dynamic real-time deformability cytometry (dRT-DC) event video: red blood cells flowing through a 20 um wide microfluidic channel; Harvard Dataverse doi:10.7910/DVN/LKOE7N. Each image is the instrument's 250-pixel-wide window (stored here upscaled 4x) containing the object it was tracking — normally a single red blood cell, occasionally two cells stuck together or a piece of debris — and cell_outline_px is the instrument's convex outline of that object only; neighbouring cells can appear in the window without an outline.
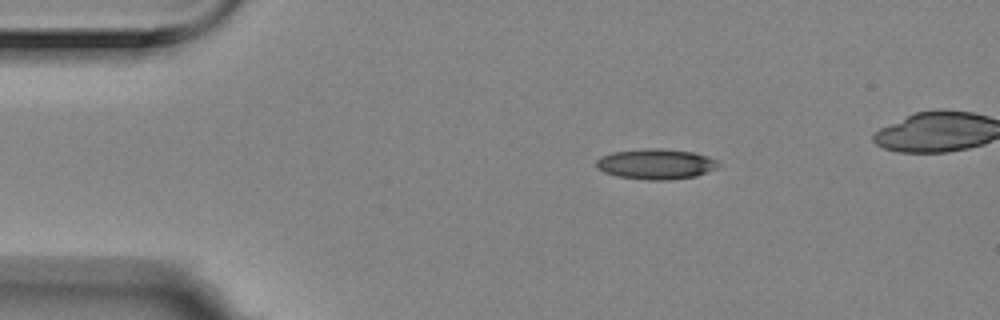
{"species": "Egyptian fruit bat (a non-hibernating species)", "species_latin": "Rousettus aegyptiacus", "temperature_condition": "room temperature", "stored_images_in_passage": 3, "camera_frame_rate_fps": 3000, "um_per_image_px": 0.085, "animal": {"sex": "female"}, "frame": {"image": 1, "passage_image": 1, "time_ms": 0.0, "image_size_px": [1000, 320], "cell_outline_px": [[720, 164], [716, 168], [708, 172], [696, 176], [672, 180], [648, 180], [616, 176], [604, 172], [596, 168], [596, 160], [600, 156], [612, 152], [656, 148], [660, 148], [692, 152], [716, 160]], "centroid_in_image_um": [55.72, 13.96], "position_along_channel_um": 29.3, "area_um2": 21.56}}
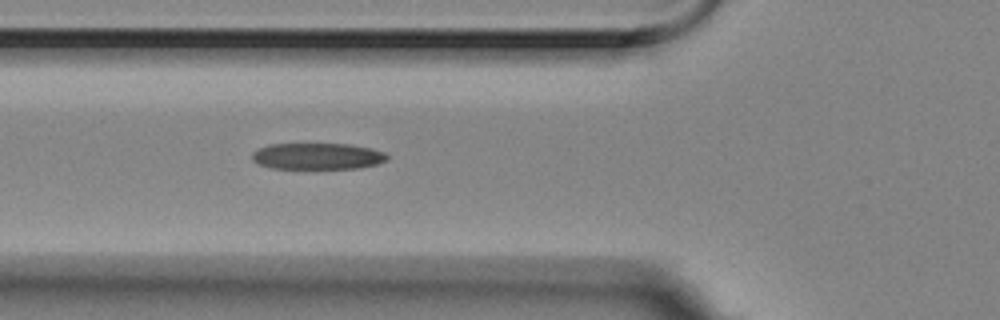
{"frame": {"image": 2, "passage_image": 3, "time_ms": 0.667, "image_size_px": [1000, 320], "cell_outline_px": [[388, 160], [376, 164], [356, 168], [272, 168], [260, 164], [252, 160], [252, 152], [256, 148], [268, 144], [348, 144], [372, 148], [384, 152], [388, 156]], "centroid_in_image_um": [26.96, 13.26], "position_along_channel_um": 98.8, "area_um2": 20.75}}